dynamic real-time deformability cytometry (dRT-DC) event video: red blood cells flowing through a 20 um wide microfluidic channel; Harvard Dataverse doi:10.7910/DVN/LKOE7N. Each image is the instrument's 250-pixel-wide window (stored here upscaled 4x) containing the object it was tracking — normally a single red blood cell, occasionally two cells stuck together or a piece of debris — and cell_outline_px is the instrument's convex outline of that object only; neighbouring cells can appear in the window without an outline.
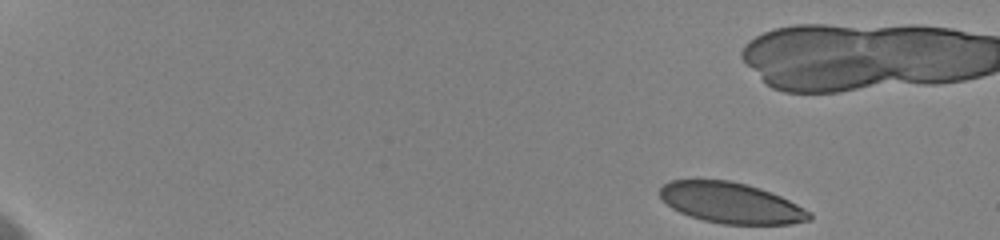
{"species": "human", "species_latin": "Homo sapiens", "temperature_condition": "cold", "stored_images_in_passage": 10, "camera_frame_rate_fps": 3000, "um_per_image_px": 0.085, "donor": {"sex": "female"}, "frame": {"image": 1, "passage_image": 1, "time_ms": 0.0, "image_size_px": [1000, 240], "cell_outline_px": [[812, 220], [792, 224], [724, 224], [704, 220], [680, 212], [672, 208], [660, 196], [660, 188], [668, 180], [728, 180], [748, 184], [760, 188], [780, 196], [812, 212]], "centroid_in_image_um": [62.17, 17.25], "position_along_channel_um": 22.8, "area_um2": 35.32}}